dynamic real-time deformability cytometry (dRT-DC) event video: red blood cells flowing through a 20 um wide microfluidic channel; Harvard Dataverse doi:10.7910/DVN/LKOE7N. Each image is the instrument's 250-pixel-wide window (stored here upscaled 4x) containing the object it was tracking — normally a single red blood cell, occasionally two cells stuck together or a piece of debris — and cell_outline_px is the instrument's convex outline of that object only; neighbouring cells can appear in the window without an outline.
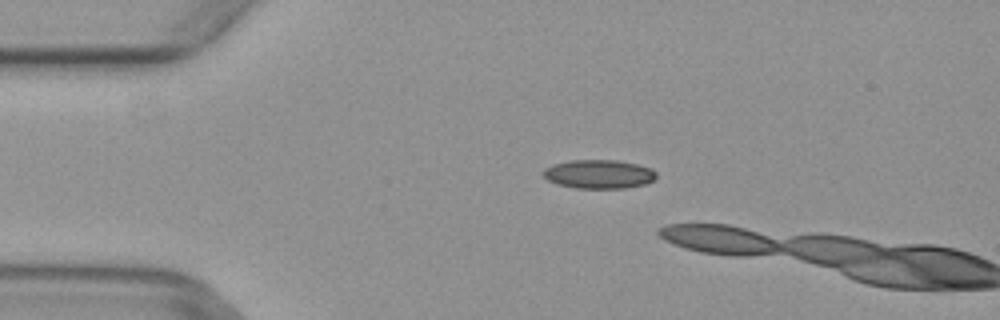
{"species": "common noctule bat (a hibernating species)", "species_latin": "Nyctalus noctula", "temperature_condition": "warm", "stored_images_in_passage": 4, "camera_frame_rate_fps": 3000, "um_per_image_px": 0.085, "animal": {"sex": "female", "body_mass_g": 29.2, "forearm_length_mm": 56.3}, "frame": {"image": 1, "passage_image": 3, "time_ms": 0.667, "image_size_px": [1000, 320], "cell_outline_px": [[656, 176], [652, 180], [644, 184], [624, 188], [576, 188], [556, 184], [548, 180], [540, 172], [544, 168], [552, 164], [572, 160], [616, 160], [636, 164], [652, 168], [656, 172]], "centroid_in_image_um": [50.86, 14.79], "position_along_channel_um": 34.1, "area_um2": 19.02}}